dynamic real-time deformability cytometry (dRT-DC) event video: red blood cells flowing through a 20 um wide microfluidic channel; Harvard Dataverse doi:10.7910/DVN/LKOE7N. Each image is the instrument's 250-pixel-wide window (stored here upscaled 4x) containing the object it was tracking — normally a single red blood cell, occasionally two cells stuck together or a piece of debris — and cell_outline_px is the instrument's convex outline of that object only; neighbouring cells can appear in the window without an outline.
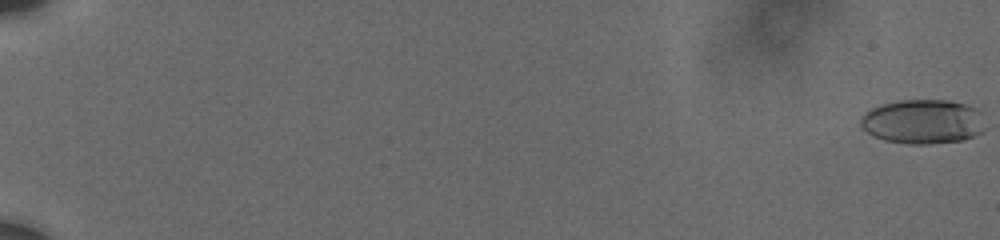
{"species": "human", "species_latin": "Homo sapiens", "temperature_condition": "cold", "stored_images_in_passage": 11, "camera_frame_rate_fps": 3000, "um_per_image_px": 0.085, "donor": {"sex": "male"}, "frame": {"image": 1, "passage_image": 1, "time_ms": 0.0, "image_size_px": [1000, 240], "cell_outline_px": [[984, 132], [964, 140], [928, 144], [908, 144], [884, 140], [872, 136], [860, 124], [860, 116], [872, 108], [884, 104], [900, 100], [948, 100], [980, 108], [984, 128]], "centroid_in_image_um": [78.47, 10.34], "position_along_channel_um": 6.5, "area_um2": 32.43}}
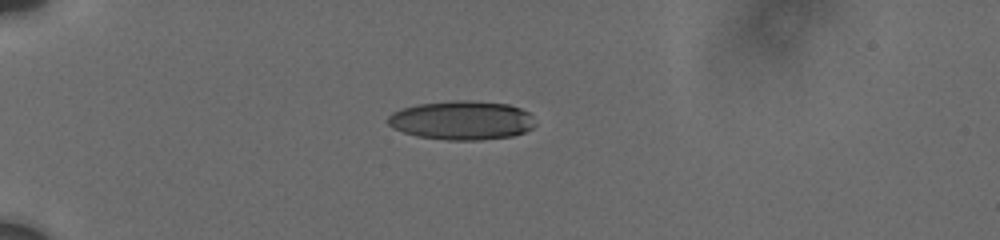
{"frame": {"image": 2, "passage_image": 8, "time_ms": 6.0, "image_size_px": [1000, 240], "cell_outline_px": [[536, 124], [532, 128], [524, 132], [512, 136], [480, 140], [448, 140], [416, 136], [392, 128], [388, 124], [388, 116], [392, 112], [400, 108], [416, 104], [452, 100], [472, 100], [508, 104], [520, 108], [528, 112], [532, 116]], "centroid_in_image_um": [39.24, 10.22], "position_along_channel_um": 45.8, "area_um2": 33.76}}
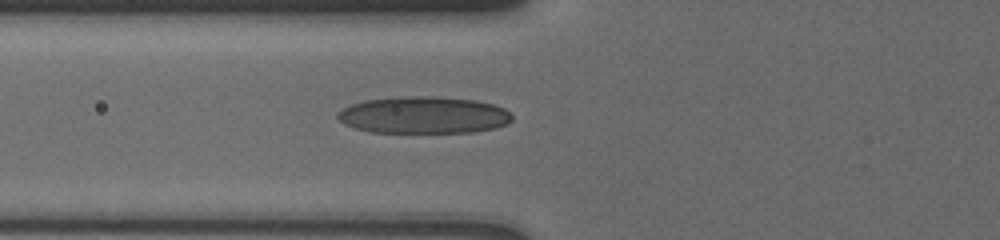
{"frame": {"image": 3, "passage_image": 11, "time_ms": 8.333, "image_size_px": [1000, 240], "cell_outline_px": [[512, 120], [508, 124], [496, 128], [472, 132], [372, 132], [356, 128], [344, 124], [336, 116], [336, 112], [352, 104], [364, 100], [404, 96], [432, 96], [476, 100], [492, 104], [504, 108], [512, 116]], "centroid_in_image_um": [36.02, 9.78], "position_along_channel_um": 89.8, "area_um2": 37.57}}